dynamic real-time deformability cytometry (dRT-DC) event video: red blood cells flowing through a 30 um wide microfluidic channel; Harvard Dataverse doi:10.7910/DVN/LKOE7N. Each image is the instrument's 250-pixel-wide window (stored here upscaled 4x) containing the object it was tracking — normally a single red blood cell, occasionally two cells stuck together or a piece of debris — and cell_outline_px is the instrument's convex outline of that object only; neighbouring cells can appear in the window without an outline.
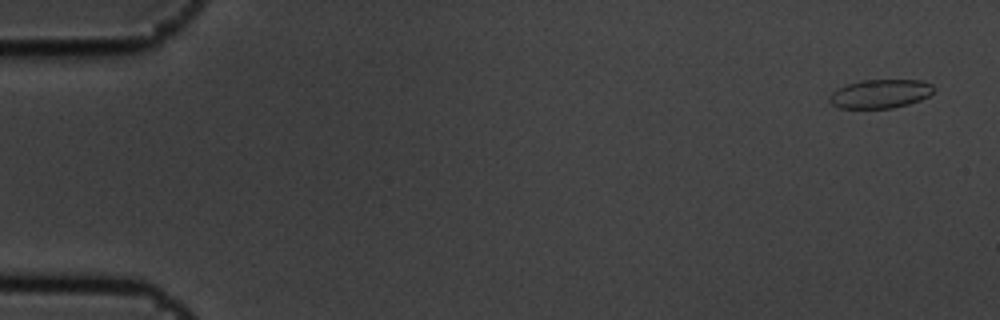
{"species": "common noctule bat (a hibernating species)", "species_latin": "Nyctalus noctula", "temperature_condition": "cold", "stored_images_in_passage": 3, "camera_frame_rate_fps": 3000, "um_per_image_px": 0.085, "animal": {"sex": "male", "body_mass_g": 19.5, "forearm_length_mm": 54.6}, "frame": {"image": 1, "passage_image": 1, "time_ms": 0.0, "image_size_px": [1000, 320], "cell_outline_px": [[936, 88], [928, 96], [920, 100], [908, 104], [892, 108], [840, 108], [832, 104], [828, 100], [828, 96], [832, 92], [848, 84], [860, 80], [920, 80], [932, 84]], "centroid_in_image_um": [74.83, 7.97], "position_along_channel_um": 10.2, "area_um2": 17.46}}